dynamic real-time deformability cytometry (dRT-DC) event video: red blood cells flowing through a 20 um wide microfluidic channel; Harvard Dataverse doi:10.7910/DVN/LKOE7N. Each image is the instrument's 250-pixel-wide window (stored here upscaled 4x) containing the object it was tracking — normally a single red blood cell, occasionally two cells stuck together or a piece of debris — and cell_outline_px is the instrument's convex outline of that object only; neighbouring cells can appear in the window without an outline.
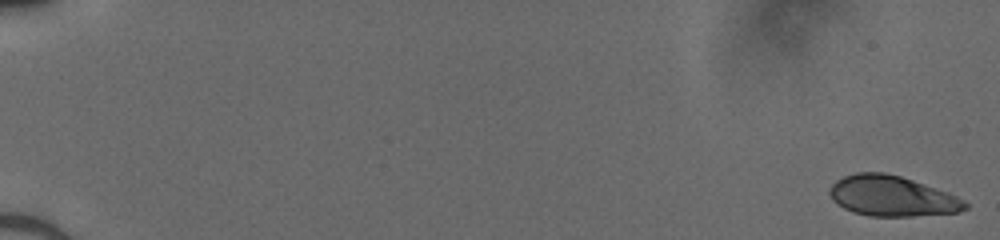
{"species": "human", "species_latin": "Homo sapiens", "temperature_condition": "cold", "stored_images_in_passage": 42, "camera_frame_rate_fps": 3000, "um_per_image_px": 0.085, "donor": {"sex": "male"}, "frame": {"image": 1, "passage_image": 1, "time_ms": 0.0, "image_size_px": [1000, 240], "cell_outline_px": [[968, 208], [956, 212], [912, 216], [872, 216], [852, 212], [836, 204], [832, 200], [828, 192], [832, 184], [836, 180], [844, 176], [856, 172], [884, 172], [900, 176], [948, 192], [964, 200], [968, 204]], "centroid_in_image_um": [75.78, 16.66], "position_along_channel_um": 9.2, "area_um2": 31.85}}
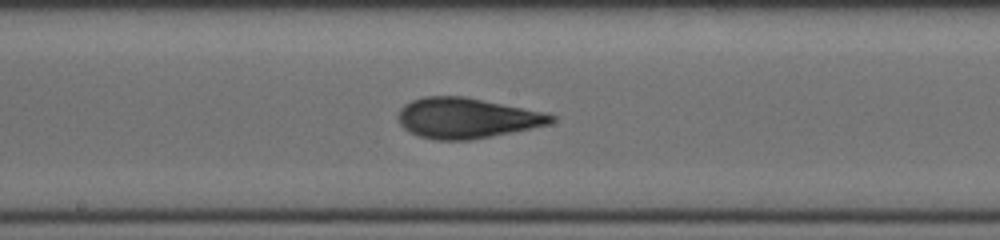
{"frame": {"image": 2, "passage_image": 23, "time_ms": 7.333, "image_size_px": [1000, 240], "cell_outline_px": [[556, 120], [548, 124], [492, 136], [468, 140], [436, 140], [420, 136], [404, 128], [400, 124], [396, 116], [400, 108], [404, 104], [412, 100], [424, 96], [464, 96], [548, 112], [556, 116]], "centroid_in_image_um": [39.67, 10.02], "position_along_channel_um": 208.5, "area_um2": 36.13}}
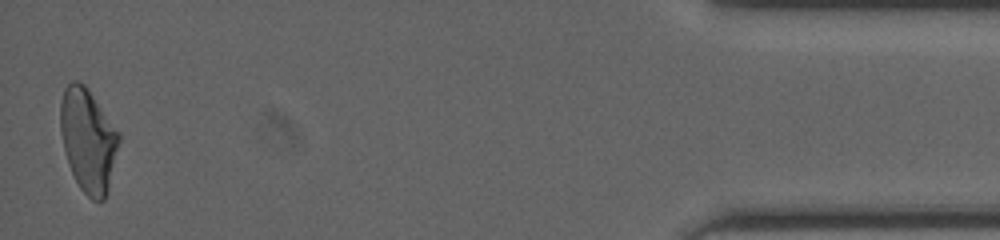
{"frame": {"image": 3, "passage_image": 42, "time_ms": 13.667, "image_size_px": [1000, 240], "cell_outline_px": [[120, 140], [108, 188], [104, 200], [92, 200], [80, 188], [68, 164], [60, 132], [60, 104], [64, 88], [72, 80], [76, 80], [84, 84], [120, 132]], "centroid_in_image_um": [7.48, 11.89], "position_along_channel_um": 427.7, "area_um2": 35.03}}